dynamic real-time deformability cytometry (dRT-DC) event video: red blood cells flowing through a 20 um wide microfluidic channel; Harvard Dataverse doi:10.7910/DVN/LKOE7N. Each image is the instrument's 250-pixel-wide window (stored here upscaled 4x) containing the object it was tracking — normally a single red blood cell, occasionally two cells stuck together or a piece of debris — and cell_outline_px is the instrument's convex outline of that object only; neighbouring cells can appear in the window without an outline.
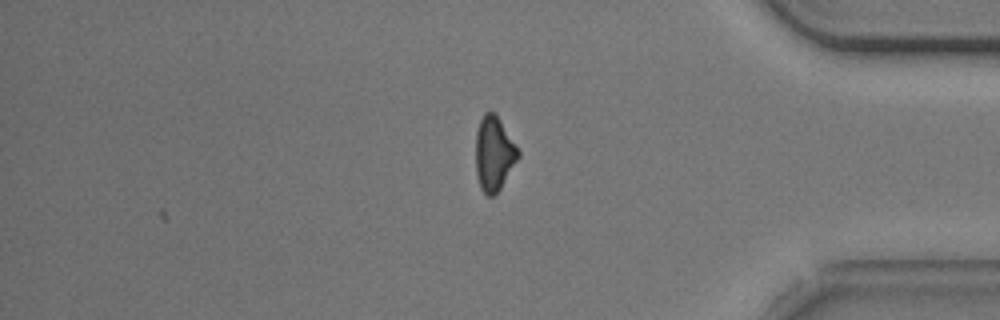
{"species": "common noctule bat (a hibernating species)", "species_latin": "Nyctalus noctula", "temperature_condition": "cold", "stored_images_in_passage": 33, "camera_frame_rate_fps": 3000, "um_per_image_px": 0.085, "animal": {"sex": "male", "body_mass_g": 20.5, "forearm_length_mm": 52.5}, "frame": {"image": 1, "passage_image": 33, "time_ms": 10.667, "image_size_px": [1000, 320], "cell_outline_px": [[520, 156], [496, 196], [488, 196], [480, 188], [476, 172], [476, 132], [480, 120], [484, 112], [492, 112], [500, 120], [520, 152]], "centroid_in_image_um": [41.98, 13.1], "position_along_channel_um": 393.2, "area_um2": 18.32}, "authors_computed_cell_mechanics": {"area_um2": 20.23, "velocity_mm_per_s": 3.7398, "shape_relaxation_time_tau1_ms": 3.1945, "shape_relaxation_time_tau2_ms": 6.3954, "deformation_change_tau1": 0.1241, "deformation_change_tau2": 0.1524}}